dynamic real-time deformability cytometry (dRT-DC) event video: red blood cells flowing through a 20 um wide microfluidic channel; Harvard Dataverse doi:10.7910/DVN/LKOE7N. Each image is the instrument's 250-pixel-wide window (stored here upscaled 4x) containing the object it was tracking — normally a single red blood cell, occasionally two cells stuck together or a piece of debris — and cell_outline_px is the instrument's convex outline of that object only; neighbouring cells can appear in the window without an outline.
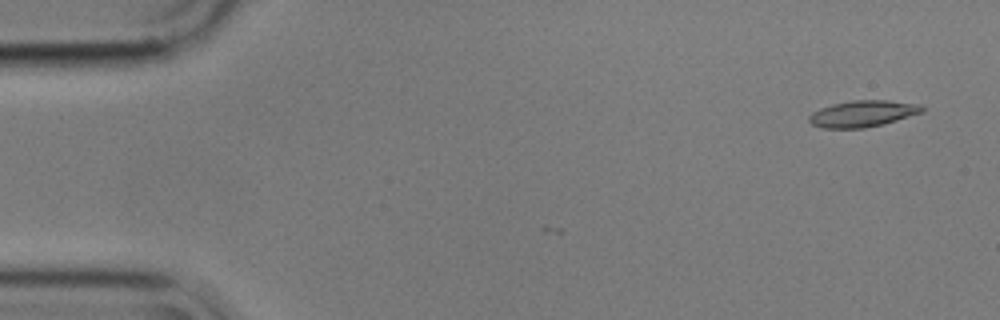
{"species": "common noctule bat (a hibernating species)", "species_latin": "Nyctalus noctula", "temperature_condition": "cold", "stored_images_in_passage": 2, "camera_frame_rate_fps": 3000, "um_per_image_px": 0.085, "animal": {"sex": "male", "body_mass_g": 17.9}, "frame": {"image": 1, "passage_image": 2, "time_ms": 0.333, "image_size_px": [1000, 320], "cell_outline_px": [[924, 112], [884, 124], [864, 128], [820, 128], [812, 124], [808, 120], [808, 116], [812, 112], [820, 108], [832, 104], [856, 100], [888, 100], [924, 104]], "centroid_in_image_um": [73.36, 9.66], "position_along_channel_um": 11.6, "area_um2": 17.63}}